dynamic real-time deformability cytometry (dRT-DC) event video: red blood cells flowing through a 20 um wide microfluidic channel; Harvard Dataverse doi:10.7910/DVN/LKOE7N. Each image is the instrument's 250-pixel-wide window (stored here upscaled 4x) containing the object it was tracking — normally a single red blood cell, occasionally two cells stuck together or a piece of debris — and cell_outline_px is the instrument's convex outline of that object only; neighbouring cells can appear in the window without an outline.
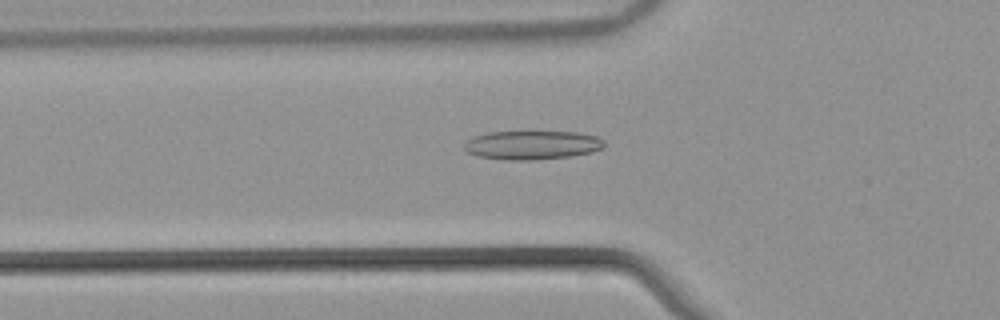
{"species": "common noctule bat (a hibernating species)", "species_latin": "Nyctalus noctula", "temperature_condition": "warm", "stored_images_in_passage": 37, "camera_frame_rate_fps": 3000, "um_per_image_px": 0.085, "animal": {"sex": "male", "body_mass_g": 21.5, "forearm_length_mm": 52.0}, "frame": {"image": 1, "passage_image": 8, "time_ms": 2.333, "image_size_px": [1000, 320], "cell_outline_px": [[604, 144], [600, 148], [592, 152], [572, 156], [532, 160], [508, 160], [476, 156], [468, 152], [464, 148], [464, 140], [472, 136], [488, 132], [528, 128], [576, 132], [596, 136], [604, 140]], "centroid_in_image_um": [45.17, 12.27], "position_along_channel_um": 80.6, "area_um2": 24.85}}
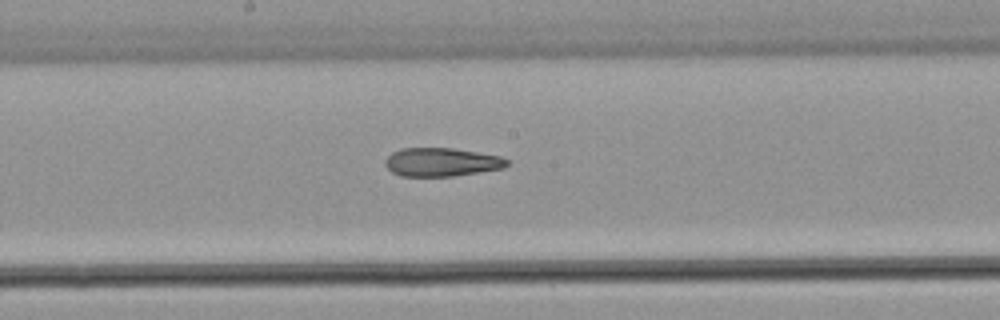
{"frame": {"image": 2, "passage_image": 18, "time_ms": 5.667, "image_size_px": [1000, 320], "cell_outline_px": [[508, 164], [504, 168], [452, 176], [400, 176], [392, 172], [384, 164], [384, 160], [392, 152], [400, 148], [452, 148], [500, 156], [508, 160]], "centroid_in_image_um": [37.49, 13.78], "position_along_channel_um": 210.7, "area_um2": 20.17}}
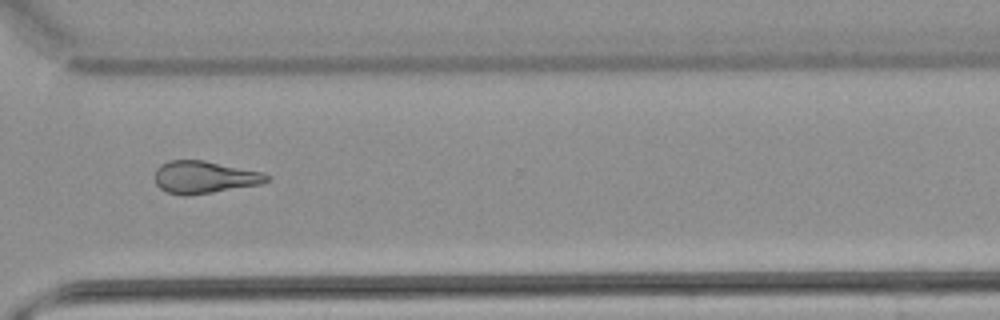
{"frame": {"image": 3, "passage_image": 29, "time_ms": 9.333, "image_size_px": [1000, 320], "cell_outline_px": [[272, 176], [268, 180], [260, 184], [212, 192], [184, 196], [168, 192], [160, 188], [156, 184], [156, 168], [160, 164], [168, 160], [204, 160], [264, 172]], "centroid_in_image_um": [17.38, 15.04], "position_along_channel_um": 353.2, "area_um2": 21.1}}